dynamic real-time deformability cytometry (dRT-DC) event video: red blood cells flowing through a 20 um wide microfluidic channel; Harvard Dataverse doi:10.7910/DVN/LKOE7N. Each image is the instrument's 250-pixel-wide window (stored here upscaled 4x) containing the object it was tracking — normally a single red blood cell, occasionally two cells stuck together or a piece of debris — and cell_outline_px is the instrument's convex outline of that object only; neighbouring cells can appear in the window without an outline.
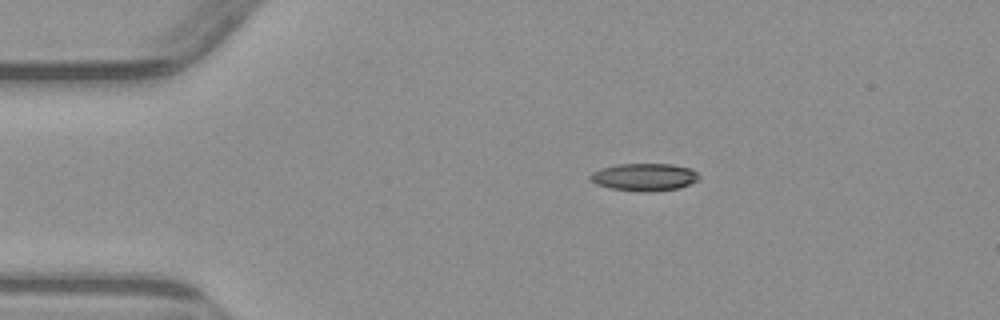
{"species": "common noctule bat (a hibernating species)", "species_latin": "Nyctalus noctula", "temperature_condition": "warm", "stored_images_in_passage": 11, "camera_frame_rate_fps": 3000, "um_per_image_px": 0.085, "animal": {"sex": "male", "body_mass_g": 23.1, "forearm_length_mm": 52.7}, "frame": {"image": 1, "passage_image": 1, "time_ms": 0.0, "image_size_px": [1000, 320], "cell_outline_px": [[700, 180], [680, 188], [648, 192], [644, 192], [608, 188], [596, 184], [588, 176], [592, 172], [600, 168], [616, 164], [672, 164], [692, 168], [700, 176]], "centroid_in_image_um": [54.78, 15.05], "position_along_channel_um": 30.2, "area_um2": 17.69}}
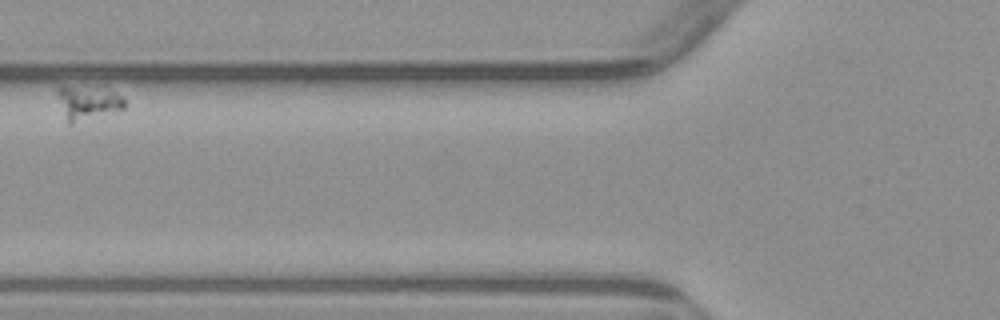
{"frame": {"image": 2, "passage_image": 5, "time_ms": 6.0, "image_size_px": [1000, 320], "cell_outline_px": [[128, 104], [124, 108], [72, 124], [68, 124], [56, 92], [56, 88], [60, 84], [116, 92]], "centroid_in_image_um": [7.42, 8.72], "position_along_channel_um": 118.4, "area_um2": 13.01}}
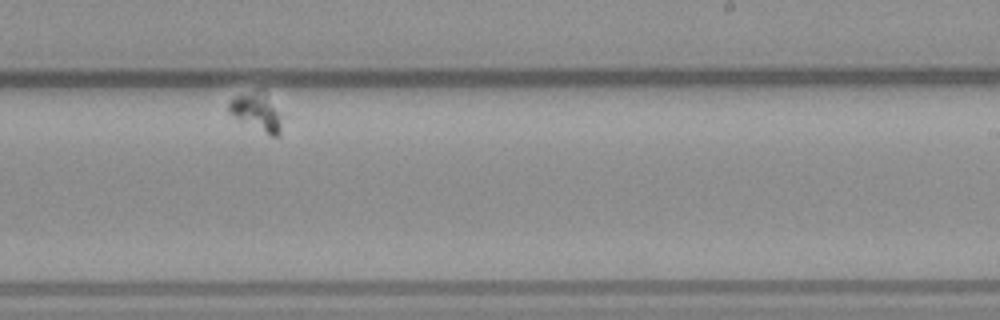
{"frame": {"image": 3, "passage_image": 10, "time_ms": 12.0, "image_size_px": [1000, 320], "cell_outline_px": [[280, 136], [272, 136], [240, 120], [228, 112], [228, 104], [236, 96], [260, 88], [264, 88], [280, 116]], "centroid_in_image_um": [21.82, 9.46], "position_along_channel_um": 267.2, "area_um2": 11.44}}